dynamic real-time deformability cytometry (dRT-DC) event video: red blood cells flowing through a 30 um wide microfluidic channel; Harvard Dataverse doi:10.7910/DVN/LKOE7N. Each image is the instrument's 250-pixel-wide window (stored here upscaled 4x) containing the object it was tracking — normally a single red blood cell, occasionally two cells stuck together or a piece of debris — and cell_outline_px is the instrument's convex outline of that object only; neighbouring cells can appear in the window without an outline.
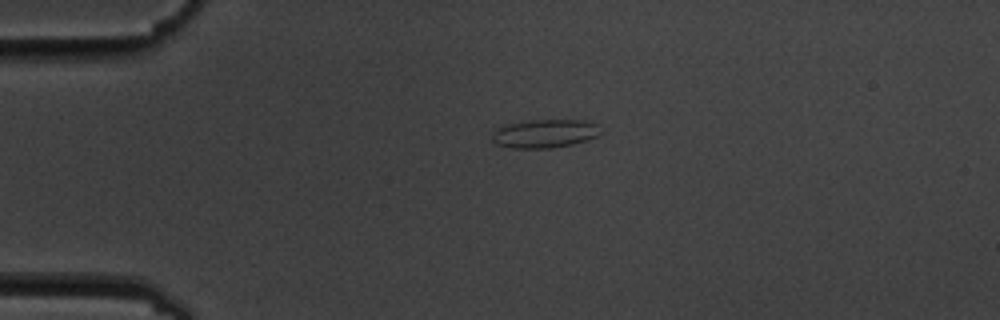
{"species": "common noctule bat (a hibernating species)", "species_latin": "Nyctalus noctula", "temperature_condition": "cold", "stored_images_in_passage": 3, "camera_frame_rate_fps": 3000, "um_per_image_px": 0.085, "animal": {"sex": "male", "body_mass_g": 19.5, "forearm_length_mm": 54.6}, "frame": {"image": 1, "passage_image": 2, "time_ms": 2.0, "image_size_px": [1000, 320], "cell_outline_px": [[604, 132], [588, 140], [572, 144], [552, 148], [512, 148], [496, 144], [492, 140], [492, 132], [508, 124], [532, 120], [584, 120], [596, 124]], "centroid_in_image_um": [46.34, 11.36], "position_along_channel_um": 38.7, "area_um2": 17.98}}